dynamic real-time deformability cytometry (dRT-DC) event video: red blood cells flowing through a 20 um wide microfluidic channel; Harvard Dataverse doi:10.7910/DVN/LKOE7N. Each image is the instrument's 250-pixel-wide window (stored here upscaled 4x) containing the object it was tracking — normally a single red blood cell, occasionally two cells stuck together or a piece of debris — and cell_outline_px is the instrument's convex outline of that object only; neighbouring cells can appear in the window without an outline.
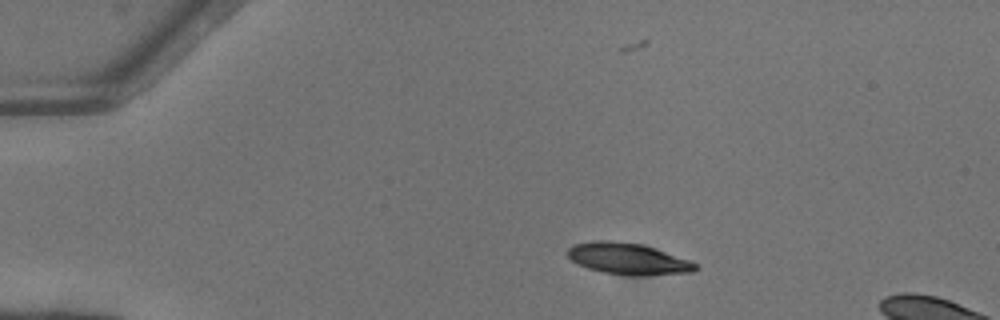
{"species": "common noctule bat (a hibernating species)", "species_latin": "Nyctalus noctula", "temperature_condition": "warm", "stored_images_in_passage": 17, "camera_frame_rate_fps": 3000, "um_per_image_px": 0.085, "animal": {"sex": "female"}, "frame": {"image": 1, "passage_image": 10, "time_ms": 3.0, "image_size_px": [1000, 320], "cell_outline_px": [[700, 268], [696, 272], [648, 276], [632, 276], [604, 272], [588, 268], [576, 264], [568, 256], [568, 248], [572, 244], [596, 240], [608, 240], [640, 244], [692, 260]], "centroid_in_image_um": [53.43, 22.01], "position_along_channel_um": 31.6, "area_um2": 23.7}}